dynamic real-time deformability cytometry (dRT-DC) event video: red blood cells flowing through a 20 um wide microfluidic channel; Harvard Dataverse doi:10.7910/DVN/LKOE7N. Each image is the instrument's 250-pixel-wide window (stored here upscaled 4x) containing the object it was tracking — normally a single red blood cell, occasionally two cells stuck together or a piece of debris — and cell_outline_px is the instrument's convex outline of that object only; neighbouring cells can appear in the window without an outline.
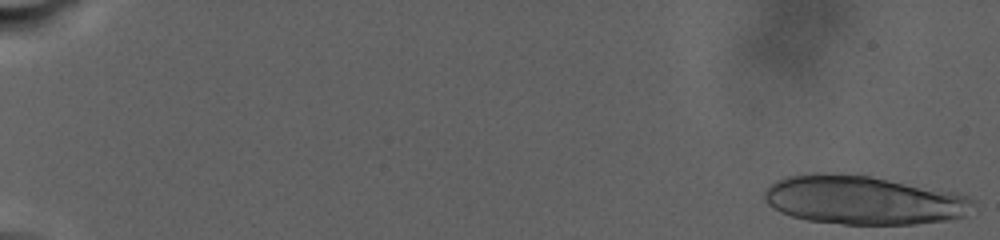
{"species": "human", "species_latin": "Homo sapiens", "temperature_condition": "warm", "stored_images_in_passage": 26, "camera_frame_rate_fps": 3000, "um_per_image_px": 0.085, "donor": {"sex": "male"}, "frame": {"image": 1, "passage_image": 1, "time_ms": 0.0, "image_size_px": [1000, 240], "cell_outline_px": [[976, 204], [964, 216], [948, 220], [916, 224], [844, 224], [808, 220], [792, 216], [780, 212], [772, 208], [764, 200], [764, 192], [776, 180], [788, 176], [812, 172], [824, 172], [868, 176], [956, 192], [968, 196], [976, 200]], "centroid_in_image_um": [73.39, 17.0], "position_along_channel_um": 11.6, "area_um2": 59.48}}
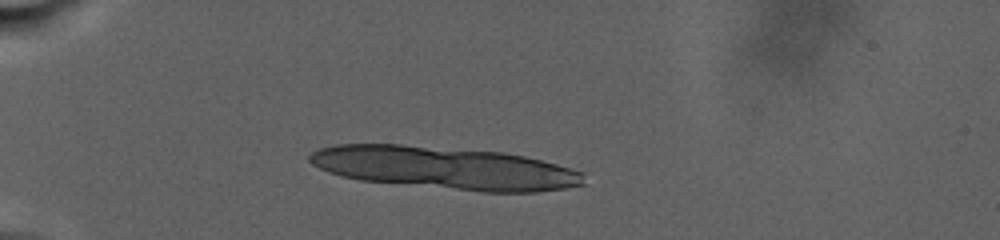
{"frame": {"image": 2, "passage_image": 22, "time_ms": 8.0, "image_size_px": [1000, 240], "cell_outline_px": [[584, 184], [564, 188], [536, 192], [480, 192], [360, 180], [340, 176], [328, 172], [312, 164], [308, 160], [308, 156], [312, 152], [320, 148], [336, 144], [400, 144], [504, 152], [524, 156], [556, 164], [584, 172]], "centroid_in_image_um": [37.79, 14.28], "position_along_channel_um": 47.2, "area_um2": 68.15}}